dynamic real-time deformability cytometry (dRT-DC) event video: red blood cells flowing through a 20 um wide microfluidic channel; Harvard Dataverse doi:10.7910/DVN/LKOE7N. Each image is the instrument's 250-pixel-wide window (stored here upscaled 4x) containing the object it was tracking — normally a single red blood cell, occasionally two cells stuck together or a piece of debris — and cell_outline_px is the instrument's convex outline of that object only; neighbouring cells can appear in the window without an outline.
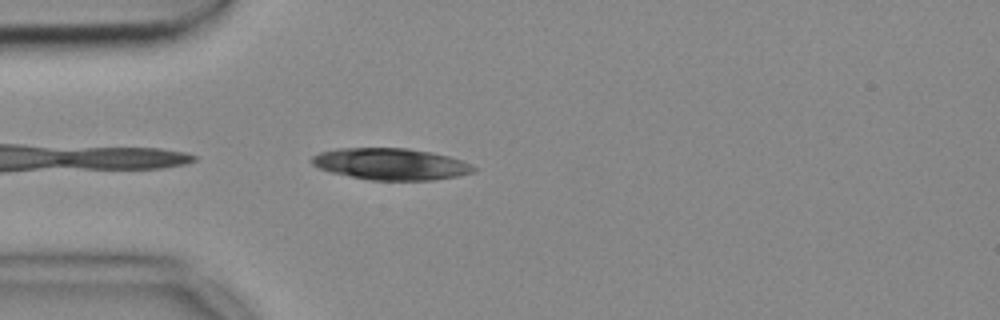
{"species": "common noctule bat (a hibernating species)", "species_latin": "Nyctalus noctula", "temperature_condition": "cold", "stored_images_in_passage": 10, "camera_frame_rate_fps": 3000, "um_per_image_px": 0.085, "animal": {"sex": "female", "body_mass_g": 18.4}, "frame": {"image": 1, "passage_image": 2, "time_ms": 0.333, "image_size_px": [1000, 320], "cell_outline_px": [[476, 168], [472, 172], [456, 176], [432, 180], [372, 180], [328, 172], [312, 164], [312, 156], [320, 152], [336, 148], [408, 148], [432, 152], [448, 156], [460, 160]], "centroid_in_image_um": [33.17, 13.93], "position_along_channel_um": 51.8, "area_um2": 29.59}}